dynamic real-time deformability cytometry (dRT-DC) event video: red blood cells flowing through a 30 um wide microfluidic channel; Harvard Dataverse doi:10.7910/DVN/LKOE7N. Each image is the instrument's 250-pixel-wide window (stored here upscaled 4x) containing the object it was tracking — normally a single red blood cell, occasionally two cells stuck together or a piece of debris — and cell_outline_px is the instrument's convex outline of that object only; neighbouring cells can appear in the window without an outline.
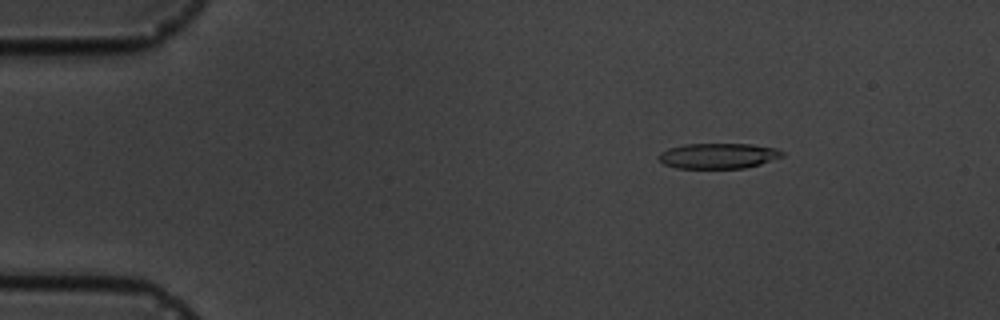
{"species": "common noctule bat (a hibernating species)", "species_latin": "Nyctalus noctula", "temperature_condition": "cold", "stored_images_in_passage": 10, "camera_frame_rate_fps": 3000, "um_per_image_px": 0.085, "animal": {"sex": "male", "body_mass_g": 19.5, "forearm_length_mm": 54.6}, "frame": {"image": 1, "passage_image": 2, "time_ms": 1.333, "image_size_px": [1000, 320], "cell_outline_px": [[784, 156], [760, 164], [744, 168], [676, 168], [664, 164], [656, 156], [660, 152], [668, 148], [684, 144], [752, 144], [776, 148], [784, 152]], "centroid_in_image_um": [61.04, 13.24], "position_along_channel_um": 24.0, "area_um2": 18.38}}
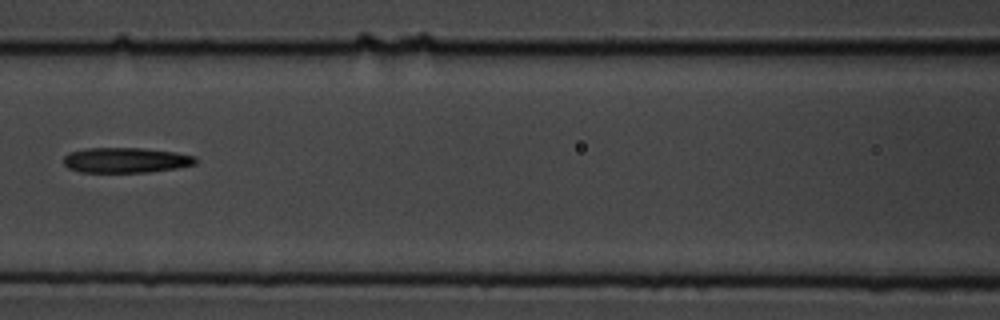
{"frame": {"image": 2, "passage_image": 7, "time_ms": 7.0, "image_size_px": [1000, 320], "cell_outline_px": [[196, 164], [176, 168], [148, 172], [80, 172], [68, 168], [64, 164], [64, 156], [68, 152], [88, 148], [140, 148], [176, 152], [196, 156]], "centroid_in_image_um": [10.69, 13.61], "position_along_channel_um": 155.9, "area_um2": 19.42}}
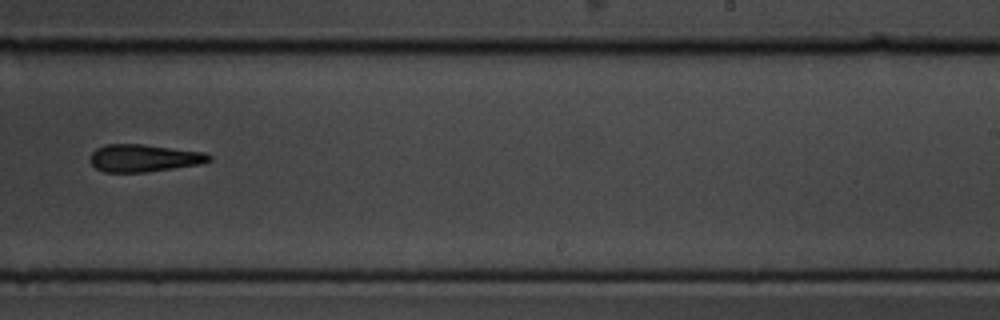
{"frame": {"image": 3, "passage_image": 10, "time_ms": 10.333, "image_size_px": [1000, 320], "cell_outline_px": [[212, 160], [200, 164], [144, 172], [104, 172], [96, 168], [88, 160], [92, 152], [96, 148], [104, 144], [144, 144], [204, 152], [212, 156]], "centroid_in_image_um": [12.2, 13.42], "position_along_channel_um": 276.8, "area_um2": 19.07}}